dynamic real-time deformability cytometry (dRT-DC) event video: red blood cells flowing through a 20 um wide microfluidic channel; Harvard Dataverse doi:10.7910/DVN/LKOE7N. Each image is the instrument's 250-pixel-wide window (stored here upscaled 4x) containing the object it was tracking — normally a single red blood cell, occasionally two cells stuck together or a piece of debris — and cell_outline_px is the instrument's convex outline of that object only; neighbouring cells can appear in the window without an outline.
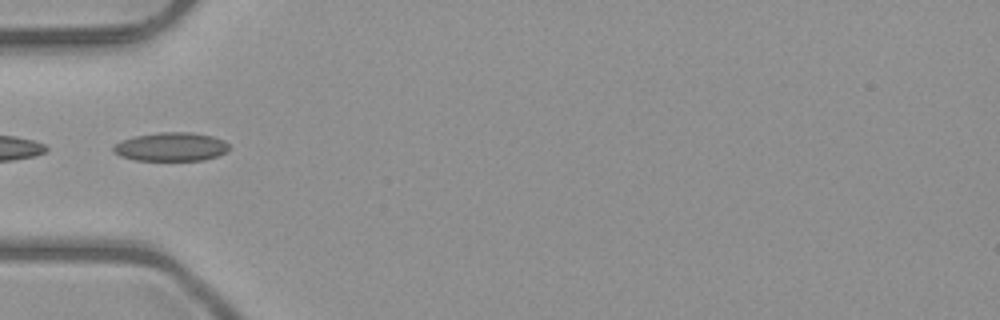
{"species": "common noctule bat (a hibernating species)", "species_latin": "Nyctalus noctula", "temperature_condition": "room temperature", "stored_images_in_passage": 11, "segment_of_instrument_passage": [1, 2], "camera_frame_rate_fps": 3000, "um_per_image_px": 0.085, "animal": {"sex": "male", "body_mass_g": 23.1, "forearm_length_mm": 52.7}, "frame": {"image": 1, "passage_image": 1, "time_ms": 0.0, "image_size_px": [1000, 320], "cell_outline_px": [[228, 152], [204, 160], [136, 160], [120, 156], [112, 152], [112, 148], [120, 140], [136, 136], [160, 132], [192, 132], [212, 136], [224, 140], [228, 144]], "centroid_in_image_um": [14.53, 12.47], "position_along_channel_um": 70.5, "area_um2": 19.36}}
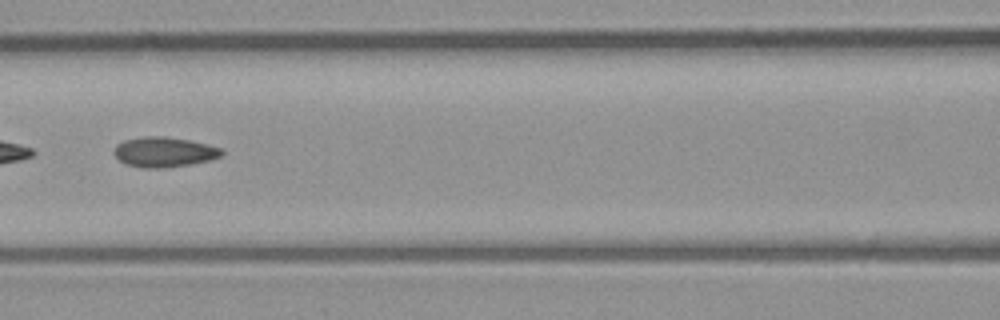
{"frame": {"image": 2, "passage_image": 7, "time_ms": 2.0, "image_size_px": [1000, 320], "cell_outline_px": [[224, 152], [220, 156], [212, 160], [192, 164], [164, 168], [140, 168], [124, 164], [112, 152], [116, 144], [124, 140], [144, 136], [164, 136], [188, 140], [208, 144], [224, 148]], "centroid_in_image_um": [13.95, 12.93], "position_along_channel_um": 152.6, "area_um2": 19.19}}
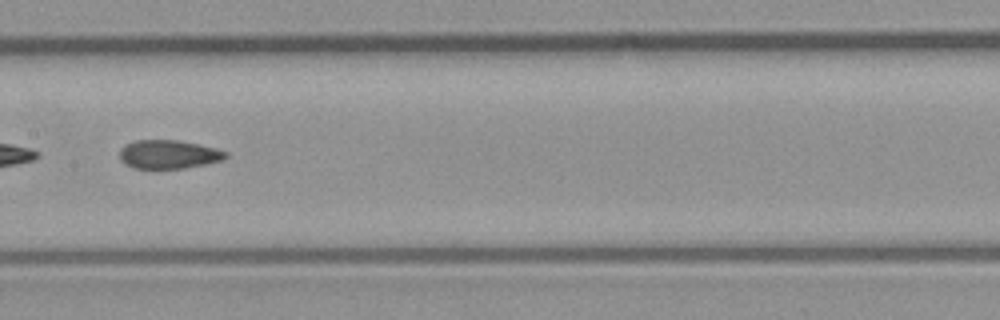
{"frame": {"image": 3, "passage_image": 10, "time_ms": 3.0, "image_size_px": [1000, 320], "cell_outline_px": [[228, 156], [224, 160], [208, 164], [184, 168], [132, 168], [124, 164], [120, 160], [120, 148], [136, 140], [176, 140], [216, 148], [228, 152]], "centroid_in_image_um": [14.35, 13.13], "position_along_channel_um": 193.1, "area_um2": 17.74}}